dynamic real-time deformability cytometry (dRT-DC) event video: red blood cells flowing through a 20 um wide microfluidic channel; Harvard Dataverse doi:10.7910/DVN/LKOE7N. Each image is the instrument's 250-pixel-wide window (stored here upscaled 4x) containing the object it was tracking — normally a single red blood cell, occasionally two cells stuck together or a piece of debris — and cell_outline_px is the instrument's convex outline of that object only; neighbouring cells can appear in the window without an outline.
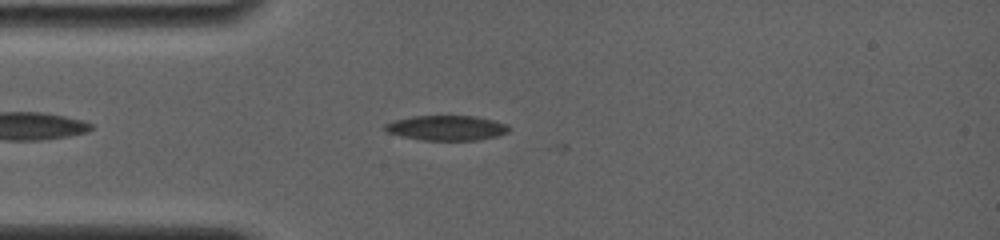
{"species": "common noctule bat (a hibernating species)", "species_latin": "Nyctalus noctula", "temperature_condition": "room temperature", "stored_images_in_passage": 3, "camera_frame_rate_fps": 4000, "um_per_image_px": 0.085, "animal": {"sex": "female", "body_mass_g": 19.0, "forearm_length_mm": 56.7}, "frame": {"image": 1, "passage_image": 1, "time_ms": 0.0, "image_size_px": [1000, 240], "cell_outline_px": [[512, 128], [508, 132], [496, 136], [476, 140], [424, 140], [400, 136], [388, 132], [380, 128], [384, 124], [396, 120], [412, 116], [476, 116], [492, 120], [504, 124]], "centroid_in_image_um": [37.92, 10.87], "position_along_channel_um": 47.1, "area_um2": 17.98}}